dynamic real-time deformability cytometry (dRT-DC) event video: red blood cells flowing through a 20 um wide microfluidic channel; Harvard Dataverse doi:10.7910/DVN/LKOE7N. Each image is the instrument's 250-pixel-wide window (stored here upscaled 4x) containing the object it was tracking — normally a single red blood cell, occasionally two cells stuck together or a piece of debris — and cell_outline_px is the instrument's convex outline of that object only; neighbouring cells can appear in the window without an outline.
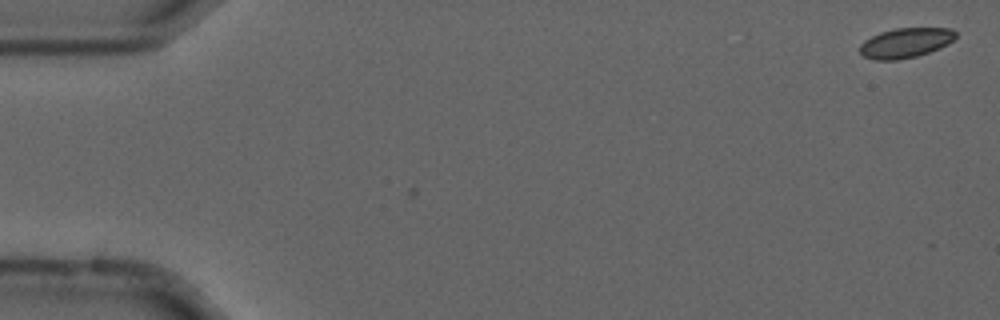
{"species": "common noctule bat (a hibernating species)", "species_latin": "Nyctalus noctula", "temperature_condition": "cold", "stored_images_in_passage": 4, "camera_frame_rate_fps": 3000, "um_per_image_px": 0.085, "animal": {"sex": "male", "forearm_length_mm": 52.5}, "frame": {"image": 1, "passage_image": 1, "time_ms": 0.0, "image_size_px": [1000, 320], "cell_outline_px": [[956, 36], [948, 44], [940, 48], [916, 56], [896, 60], [876, 60], [864, 56], [860, 52], [860, 44], [864, 40], [880, 32], [896, 28], [952, 28], [956, 32]], "centroid_in_image_um": [76.97, 3.63], "position_along_channel_um": 8.0, "area_um2": 16.59}}